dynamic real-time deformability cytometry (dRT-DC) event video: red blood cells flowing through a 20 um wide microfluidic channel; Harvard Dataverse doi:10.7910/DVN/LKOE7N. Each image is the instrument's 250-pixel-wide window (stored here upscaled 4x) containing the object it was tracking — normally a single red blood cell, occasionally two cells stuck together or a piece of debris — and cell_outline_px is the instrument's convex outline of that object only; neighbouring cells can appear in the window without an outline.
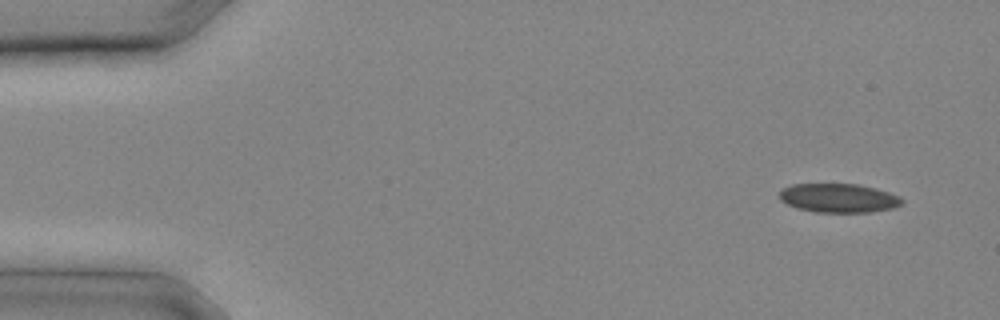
{"species": "common noctule bat (a hibernating species)", "species_latin": "Nyctalus noctula", "temperature_condition": "cold", "stored_images_in_passage": 10, "camera_frame_rate_fps": 3000, "um_per_image_px": 0.085, "animal": {"sex": "male", "body_mass_g": 20.4}, "frame": {"image": 1, "passage_image": 1, "time_ms": 0.0, "image_size_px": [1000, 320], "cell_outline_px": [[904, 200], [900, 204], [892, 208], [868, 212], [816, 212], [796, 208], [780, 200], [780, 192], [784, 188], [792, 184], [856, 184], [876, 188], [900, 196]], "centroid_in_image_um": [71.28, 16.83], "position_along_channel_um": 13.7, "area_um2": 20.52}}
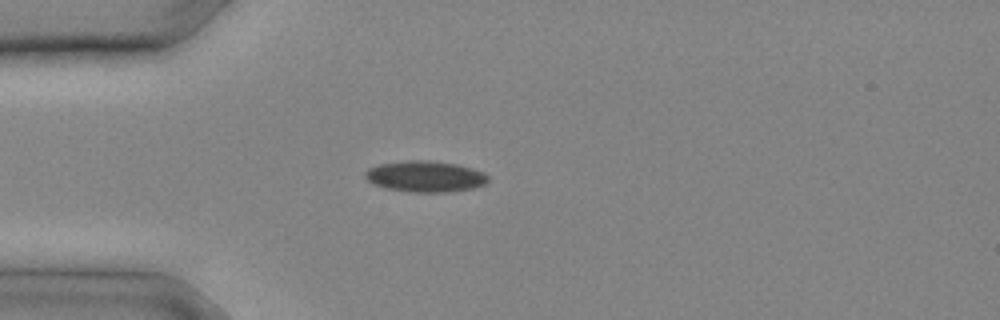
{"frame": {"image": 2, "passage_image": 6, "time_ms": 1.667, "image_size_px": [1000, 320], "cell_outline_px": [[488, 180], [484, 184], [472, 188], [448, 192], [412, 192], [384, 188], [368, 180], [364, 176], [364, 172], [368, 168], [380, 164], [408, 160], [428, 160], [456, 164], [472, 168], [484, 172], [488, 176]], "centroid_in_image_um": [36.14, 14.99], "position_along_channel_um": 48.9, "area_um2": 22.2}}